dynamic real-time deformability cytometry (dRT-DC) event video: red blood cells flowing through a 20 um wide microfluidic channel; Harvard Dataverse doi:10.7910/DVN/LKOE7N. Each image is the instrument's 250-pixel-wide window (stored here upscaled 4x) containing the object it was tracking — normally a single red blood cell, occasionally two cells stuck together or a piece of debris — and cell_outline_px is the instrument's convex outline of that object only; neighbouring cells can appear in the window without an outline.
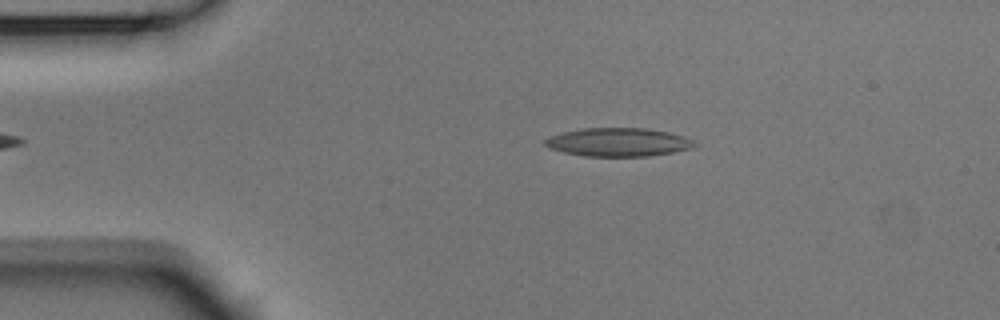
{"species": "Egyptian fruit bat (a non-hibernating species)", "species_latin": "Rousettus aegyptiacus", "temperature_condition": "room temperature", "stored_images_in_passage": 52, "camera_frame_rate_fps": 3000, "um_per_image_px": 0.085, "animal": {"sex": "male"}, "frame": {"image": 1, "passage_image": 9, "time_ms": 2.667, "image_size_px": [1000, 320], "cell_outline_px": [[696, 144], [692, 148], [672, 152], [648, 156], [584, 156], [564, 152], [552, 148], [544, 144], [544, 140], [548, 136], [564, 132], [584, 128], [644, 128], [668, 132], [684, 136], [692, 140]], "centroid_in_image_um": [52.54, 12.08], "position_along_channel_um": 32.5, "area_um2": 24.57}}
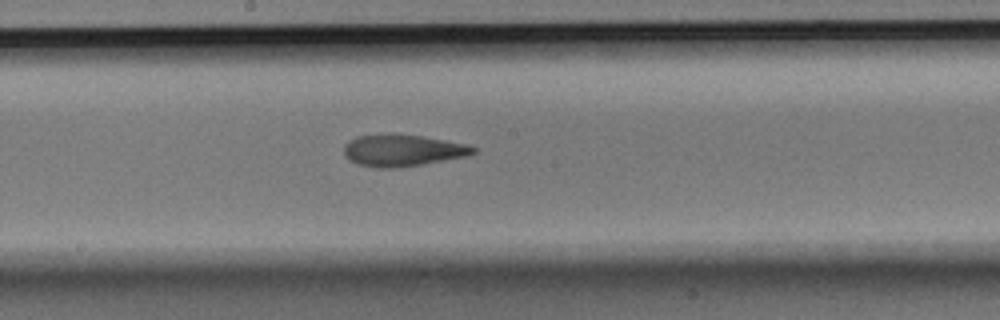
{"frame": {"image": 2, "passage_image": 27, "time_ms": 8.667, "image_size_px": [1000, 320], "cell_outline_px": [[476, 152], [464, 156], [420, 164], [392, 168], [376, 168], [356, 164], [348, 160], [344, 156], [344, 144], [348, 140], [356, 136], [420, 136], [468, 144], [476, 148]], "centroid_in_image_um": [34.16, 12.81], "position_along_channel_um": 214.0, "area_um2": 23.18}}
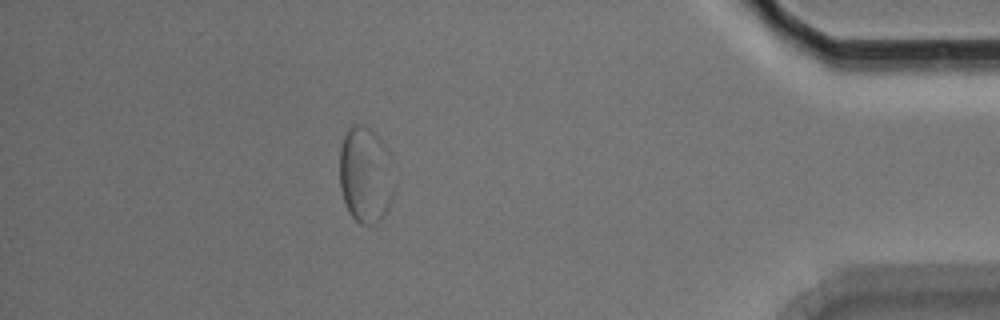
{"frame": {"image": 3, "passage_image": 46, "time_ms": 15.0, "image_size_px": [1000, 320], "cell_outline_px": [[392, 160], [388, 208], [384, 216], [380, 220], [372, 224], [360, 224], [352, 216], [344, 200], [340, 188], [340, 148], [344, 136], [348, 128], [352, 124], [360, 124], [376, 132], [384, 144]], "centroid_in_image_um": [31.02, 14.81], "position_along_channel_um": 404.2, "area_um2": 30.06}, "authors_computed_cell_mechanics": {"area_um2": 24.7095, "velocity_mm_per_s": 3.7224, "shape_relaxation_time_tau1_ms": null, "shape_relaxation_time_tau2_ms": 2.9054, "deformation_change_tau1": null, "deformation_change_tau2": 0.1166}}